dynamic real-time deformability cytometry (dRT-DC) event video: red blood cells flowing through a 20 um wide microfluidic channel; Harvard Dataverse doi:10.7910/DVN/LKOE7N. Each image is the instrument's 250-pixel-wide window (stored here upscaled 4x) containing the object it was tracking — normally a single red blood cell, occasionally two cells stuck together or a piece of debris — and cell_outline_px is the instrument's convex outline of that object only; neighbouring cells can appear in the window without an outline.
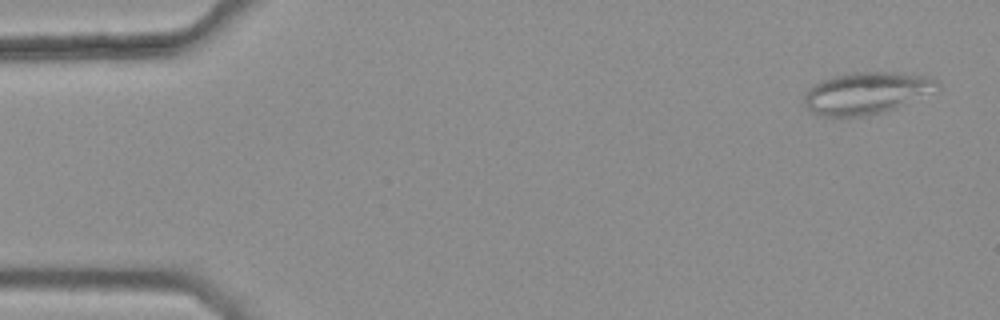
{"species": "common noctule bat (a hibernating species)", "species_latin": "Nyctalus noctula", "temperature_condition": "warm", "stored_images_in_passage": 38, "camera_frame_rate_fps": 3000, "um_per_image_px": 0.085, "animal": {"sex": "female", "body_mass_g": 25.1}, "frame": {"image": 1, "passage_image": 1, "time_ms": 0.0, "image_size_px": [1000, 320], "cell_outline_px": [[940, 88], [896, 108], [884, 112], [868, 116], [820, 116], [808, 112], [804, 104], [804, 96], [820, 80], [832, 76], [852, 72], [892, 72], [928, 76], [936, 80], [940, 84]], "centroid_in_image_um": [73.63, 7.92], "position_along_channel_um": 11.4, "area_um2": 32.54}}
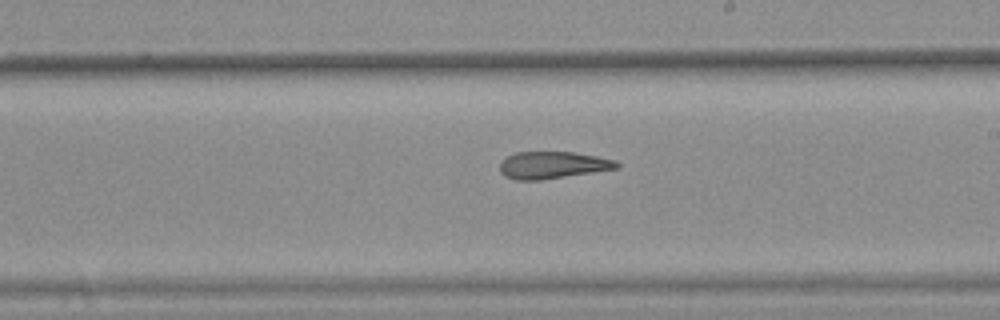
{"frame": {"image": 2, "passage_image": 29, "time_ms": 9.333, "image_size_px": [1000, 320], "cell_outline_px": [[620, 168], [540, 180], [516, 180], [504, 176], [500, 172], [500, 160], [516, 152], [572, 152], [596, 156], [616, 160], [620, 164]], "centroid_in_image_um": [46.96, 14.03], "position_along_channel_um": 242.0, "area_um2": 18.5}}
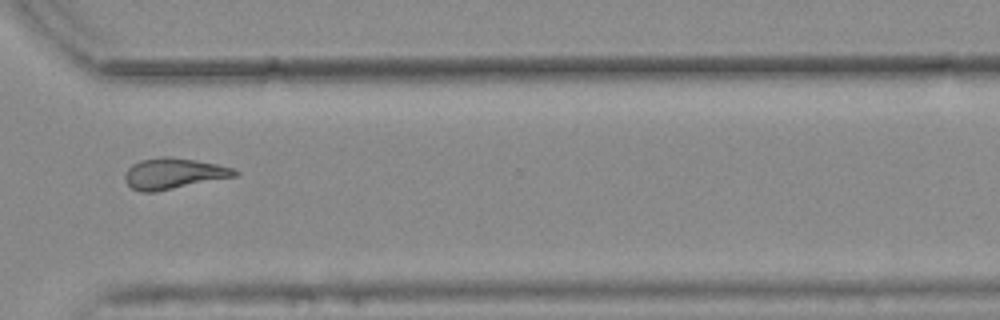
{"frame": {"image": 3, "passage_image": 38, "time_ms": 12.333, "image_size_px": [1000, 320], "cell_outline_px": [[240, 172], [236, 176], [156, 192], [140, 192], [132, 188], [124, 180], [124, 176], [128, 168], [132, 164], [140, 160], [160, 156], [168, 156], [196, 160], [216, 164], [232, 168]], "centroid_in_image_um": [14.72, 14.75], "position_along_channel_um": 355.9, "area_um2": 19.83}}